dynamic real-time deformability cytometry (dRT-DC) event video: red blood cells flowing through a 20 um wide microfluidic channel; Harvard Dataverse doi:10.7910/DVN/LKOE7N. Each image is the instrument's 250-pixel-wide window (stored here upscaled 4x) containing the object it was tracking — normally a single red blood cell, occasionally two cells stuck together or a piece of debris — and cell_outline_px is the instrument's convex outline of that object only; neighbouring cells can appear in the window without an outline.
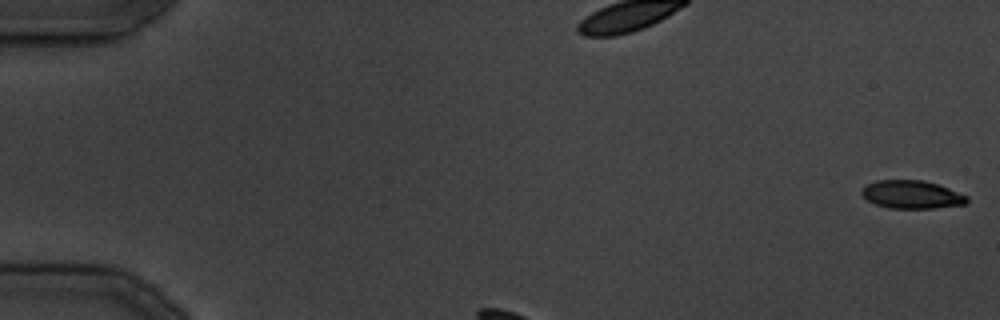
{"species": "common noctule bat (a hibernating species)", "species_latin": "Nyctalus noctula", "temperature_condition": "cold", "stored_images_in_passage": 27, "camera_frame_rate_fps": 3000, "um_per_image_px": 0.085, "animal": {"sex": "male", "body_mass_g": 19.5, "forearm_length_mm": 54.6}, "frame": {"image": 1, "passage_image": 1, "time_ms": 0.0, "image_size_px": [1000, 320], "cell_outline_px": [[968, 200], [964, 204], [932, 208], [888, 208], [876, 204], [868, 200], [860, 192], [860, 188], [876, 180], [924, 180], [948, 188], [968, 196]], "centroid_in_image_um": [77.46, 16.53], "position_along_channel_um": 7.5, "area_um2": 17.11}}
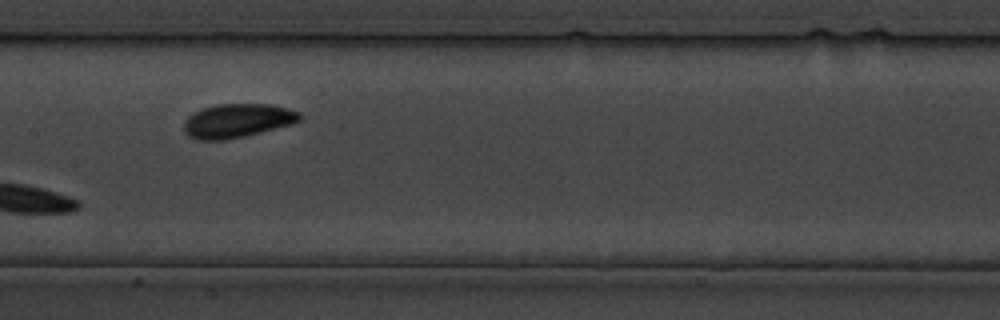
{"frame": {"image": 2, "passage_image": 12, "time_ms": 14.333, "image_size_px": [1000, 320], "cell_outline_px": [[300, 120], [292, 124], [244, 136], [224, 140], [196, 140], [188, 136], [184, 132], [184, 120], [188, 116], [204, 108], [216, 104], [268, 104], [300, 112]], "centroid_in_image_um": [20.13, 10.27], "position_along_channel_um": 187.3, "area_um2": 22.66}}